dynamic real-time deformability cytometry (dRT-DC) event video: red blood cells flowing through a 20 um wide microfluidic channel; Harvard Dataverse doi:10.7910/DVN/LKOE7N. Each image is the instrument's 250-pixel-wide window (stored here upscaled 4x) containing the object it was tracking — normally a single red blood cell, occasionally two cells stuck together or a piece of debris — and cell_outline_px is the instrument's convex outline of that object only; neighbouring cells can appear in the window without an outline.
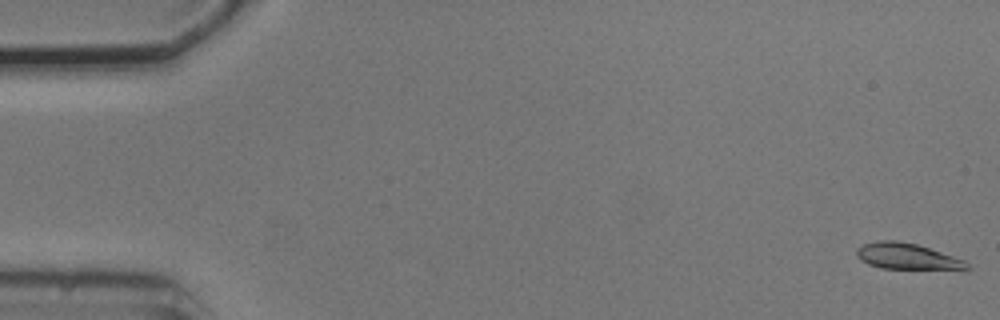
{"species": "common noctule bat (a hibernating species)", "species_latin": "Nyctalus noctula", "temperature_condition": "cold", "stored_images_in_passage": 43, "camera_frame_rate_fps": 3000, "um_per_image_px": 0.085, "animal": {"sex": "male", "body_mass_g": 20.5, "forearm_length_mm": 52.5}, "frame": {"image": 1, "passage_image": 1, "time_ms": 0.0, "image_size_px": [1000, 320], "cell_outline_px": [[972, 268], [880, 268], [868, 264], [860, 260], [856, 256], [856, 248], [864, 244], [880, 240], [896, 240], [916, 244], [964, 260]], "centroid_in_image_um": [76.99, 21.77], "position_along_channel_um": 8.0, "area_um2": 16.24}}
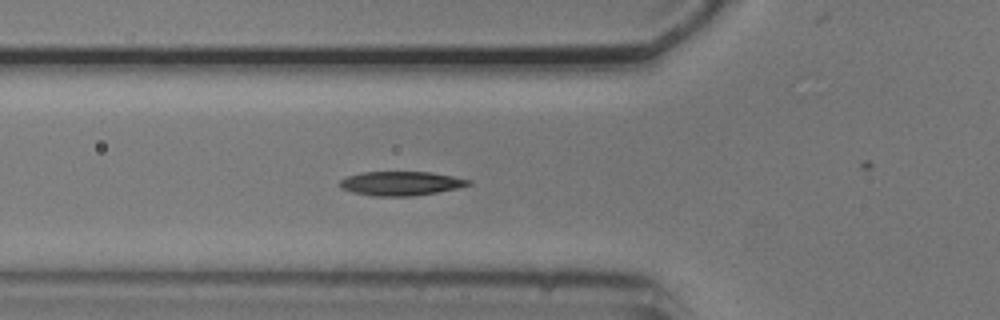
{"frame": {"image": 2, "passage_image": 19, "time_ms": 6.0, "image_size_px": [1000, 320], "cell_outline_px": [[472, 184], [456, 188], [436, 192], [412, 196], [372, 196], [352, 192], [340, 188], [336, 184], [340, 180], [348, 176], [360, 172], [432, 172], [472, 180]], "centroid_in_image_um": [34.03, 15.59], "position_along_channel_um": 91.8, "area_um2": 18.15}}
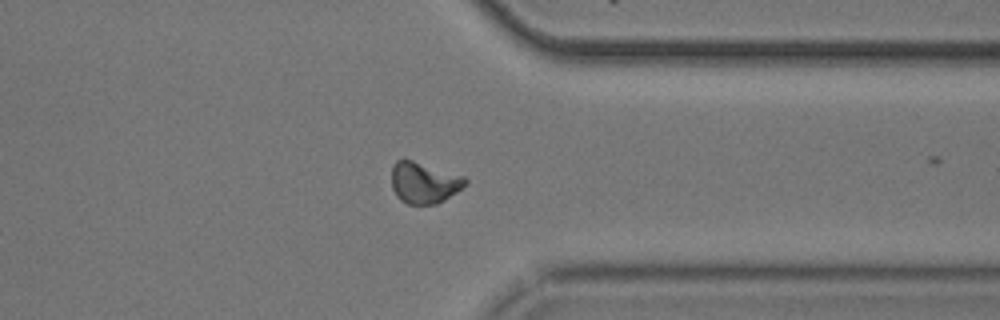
{"frame": {"image": 3, "passage_image": 42, "time_ms": 13.667, "image_size_px": [1000, 320], "cell_outline_px": [[468, 184], [456, 192], [436, 204], [408, 204], [400, 200], [396, 196], [392, 188], [392, 164], [396, 160], [412, 160], [464, 176], [468, 180]], "centroid_in_image_um": [36.03, 15.53], "position_along_channel_um": 375.4, "area_um2": 17.69}}